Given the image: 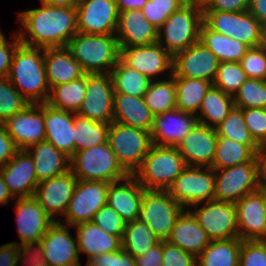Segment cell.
I'll return each mask as SVG.
<instances>
[{
  "label": "cell",
  "instance_id": "obj_1",
  "mask_svg": "<svg viewBox=\"0 0 266 266\" xmlns=\"http://www.w3.org/2000/svg\"><path fill=\"white\" fill-rule=\"evenodd\" d=\"M41 5L19 12L18 22L23 26L17 31L20 42L42 49L66 47L78 32L76 7Z\"/></svg>",
  "mask_w": 266,
  "mask_h": 266
},
{
  "label": "cell",
  "instance_id": "obj_2",
  "mask_svg": "<svg viewBox=\"0 0 266 266\" xmlns=\"http://www.w3.org/2000/svg\"><path fill=\"white\" fill-rule=\"evenodd\" d=\"M7 78L30 104L46 103L50 88L46 79L44 49L21 43L14 53Z\"/></svg>",
  "mask_w": 266,
  "mask_h": 266
},
{
  "label": "cell",
  "instance_id": "obj_3",
  "mask_svg": "<svg viewBox=\"0 0 266 266\" xmlns=\"http://www.w3.org/2000/svg\"><path fill=\"white\" fill-rule=\"evenodd\" d=\"M66 48L79 62L85 74L110 73L120 59V48L115 35L77 32Z\"/></svg>",
  "mask_w": 266,
  "mask_h": 266
},
{
  "label": "cell",
  "instance_id": "obj_4",
  "mask_svg": "<svg viewBox=\"0 0 266 266\" xmlns=\"http://www.w3.org/2000/svg\"><path fill=\"white\" fill-rule=\"evenodd\" d=\"M203 23L202 4L189 0L158 29V43L173 57L199 41Z\"/></svg>",
  "mask_w": 266,
  "mask_h": 266
},
{
  "label": "cell",
  "instance_id": "obj_5",
  "mask_svg": "<svg viewBox=\"0 0 266 266\" xmlns=\"http://www.w3.org/2000/svg\"><path fill=\"white\" fill-rule=\"evenodd\" d=\"M186 167L176 147L152 145L134 176L146 190H168Z\"/></svg>",
  "mask_w": 266,
  "mask_h": 266
},
{
  "label": "cell",
  "instance_id": "obj_6",
  "mask_svg": "<svg viewBox=\"0 0 266 266\" xmlns=\"http://www.w3.org/2000/svg\"><path fill=\"white\" fill-rule=\"evenodd\" d=\"M70 170L83 181L111 183L129 175L118 163L108 142L75 152L70 158Z\"/></svg>",
  "mask_w": 266,
  "mask_h": 266
},
{
  "label": "cell",
  "instance_id": "obj_7",
  "mask_svg": "<svg viewBox=\"0 0 266 266\" xmlns=\"http://www.w3.org/2000/svg\"><path fill=\"white\" fill-rule=\"evenodd\" d=\"M108 145L118 163L129 174L141 167L152 144L151 132L112 121L108 131Z\"/></svg>",
  "mask_w": 266,
  "mask_h": 266
},
{
  "label": "cell",
  "instance_id": "obj_8",
  "mask_svg": "<svg viewBox=\"0 0 266 266\" xmlns=\"http://www.w3.org/2000/svg\"><path fill=\"white\" fill-rule=\"evenodd\" d=\"M214 185L213 200L234 204L257 191L261 185L259 155L247 163L215 170Z\"/></svg>",
  "mask_w": 266,
  "mask_h": 266
},
{
  "label": "cell",
  "instance_id": "obj_9",
  "mask_svg": "<svg viewBox=\"0 0 266 266\" xmlns=\"http://www.w3.org/2000/svg\"><path fill=\"white\" fill-rule=\"evenodd\" d=\"M183 210L167 190L145 189L137 220L144 222L161 241H166Z\"/></svg>",
  "mask_w": 266,
  "mask_h": 266
},
{
  "label": "cell",
  "instance_id": "obj_10",
  "mask_svg": "<svg viewBox=\"0 0 266 266\" xmlns=\"http://www.w3.org/2000/svg\"><path fill=\"white\" fill-rule=\"evenodd\" d=\"M215 170L187 166L168 188V193L184 208L213 200Z\"/></svg>",
  "mask_w": 266,
  "mask_h": 266
},
{
  "label": "cell",
  "instance_id": "obj_11",
  "mask_svg": "<svg viewBox=\"0 0 266 266\" xmlns=\"http://www.w3.org/2000/svg\"><path fill=\"white\" fill-rule=\"evenodd\" d=\"M199 205L191 206L196 208L193 211L188 210L212 241L239 237L234 203L210 200Z\"/></svg>",
  "mask_w": 266,
  "mask_h": 266
},
{
  "label": "cell",
  "instance_id": "obj_12",
  "mask_svg": "<svg viewBox=\"0 0 266 266\" xmlns=\"http://www.w3.org/2000/svg\"><path fill=\"white\" fill-rule=\"evenodd\" d=\"M109 183L104 181L77 180L73 196L64 213L66 225L93 220L95 213L106 205Z\"/></svg>",
  "mask_w": 266,
  "mask_h": 266
},
{
  "label": "cell",
  "instance_id": "obj_13",
  "mask_svg": "<svg viewBox=\"0 0 266 266\" xmlns=\"http://www.w3.org/2000/svg\"><path fill=\"white\" fill-rule=\"evenodd\" d=\"M114 89L110 73L87 74L86 95L77 114L91 120L113 121Z\"/></svg>",
  "mask_w": 266,
  "mask_h": 266
},
{
  "label": "cell",
  "instance_id": "obj_14",
  "mask_svg": "<svg viewBox=\"0 0 266 266\" xmlns=\"http://www.w3.org/2000/svg\"><path fill=\"white\" fill-rule=\"evenodd\" d=\"M76 10L78 32L116 34L119 11L115 0H80Z\"/></svg>",
  "mask_w": 266,
  "mask_h": 266
},
{
  "label": "cell",
  "instance_id": "obj_15",
  "mask_svg": "<svg viewBox=\"0 0 266 266\" xmlns=\"http://www.w3.org/2000/svg\"><path fill=\"white\" fill-rule=\"evenodd\" d=\"M60 219L54 221L40 239L47 266H81L77 239L69 233L70 225Z\"/></svg>",
  "mask_w": 266,
  "mask_h": 266
},
{
  "label": "cell",
  "instance_id": "obj_16",
  "mask_svg": "<svg viewBox=\"0 0 266 266\" xmlns=\"http://www.w3.org/2000/svg\"><path fill=\"white\" fill-rule=\"evenodd\" d=\"M120 59L151 81L158 80L157 76L166 71L170 76L173 75V56L158 42L146 46L120 48Z\"/></svg>",
  "mask_w": 266,
  "mask_h": 266
},
{
  "label": "cell",
  "instance_id": "obj_17",
  "mask_svg": "<svg viewBox=\"0 0 266 266\" xmlns=\"http://www.w3.org/2000/svg\"><path fill=\"white\" fill-rule=\"evenodd\" d=\"M8 135L19 150L45 141L43 103L28 104L22 111L3 122Z\"/></svg>",
  "mask_w": 266,
  "mask_h": 266
},
{
  "label": "cell",
  "instance_id": "obj_18",
  "mask_svg": "<svg viewBox=\"0 0 266 266\" xmlns=\"http://www.w3.org/2000/svg\"><path fill=\"white\" fill-rule=\"evenodd\" d=\"M219 64L215 54L197 41L173 57V76L213 82Z\"/></svg>",
  "mask_w": 266,
  "mask_h": 266
},
{
  "label": "cell",
  "instance_id": "obj_19",
  "mask_svg": "<svg viewBox=\"0 0 266 266\" xmlns=\"http://www.w3.org/2000/svg\"><path fill=\"white\" fill-rule=\"evenodd\" d=\"M216 144L215 128L196 123L176 148L187 166L212 167Z\"/></svg>",
  "mask_w": 266,
  "mask_h": 266
},
{
  "label": "cell",
  "instance_id": "obj_20",
  "mask_svg": "<svg viewBox=\"0 0 266 266\" xmlns=\"http://www.w3.org/2000/svg\"><path fill=\"white\" fill-rule=\"evenodd\" d=\"M77 177L69 170L67 173L49 178L37 184L34 198L46 213L54 220L55 216L63 215L70 202Z\"/></svg>",
  "mask_w": 266,
  "mask_h": 266
},
{
  "label": "cell",
  "instance_id": "obj_21",
  "mask_svg": "<svg viewBox=\"0 0 266 266\" xmlns=\"http://www.w3.org/2000/svg\"><path fill=\"white\" fill-rule=\"evenodd\" d=\"M16 226L22 245L28 242L39 241L48 231L54 220L40 206L38 201L32 197L15 198Z\"/></svg>",
  "mask_w": 266,
  "mask_h": 266
},
{
  "label": "cell",
  "instance_id": "obj_22",
  "mask_svg": "<svg viewBox=\"0 0 266 266\" xmlns=\"http://www.w3.org/2000/svg\"><path fill=\"white\" fill-rule=\"evenodd\" d=\"M0 173L14 198L34 196L38 180L33 158L27 150H18L14 157L0 168Z\"/></svg>",
  "mask_w": 266,
  "mask_h": 266
},
{
  "label": "cell",
  "instance_id": "obj_23",
  "mask_svg": "<svg viewBox=\"0 0 266 266\" xmlns=\"http://www.w3.org/2000/svg\"><path fill=\"white\" fill-rule=\"evenodd\" d=\"M115 36L119 48L146 46L157 43L158 29L146 19L140 9L121 11Z\"/></svg>",
  "mask_w": 266,
  "mask_h": 266
},
{
  "label": "cell",
  "instance_id": "obj_24",
  "mask_svg": "<svg viewBox=\"0 0 266 266\" xmlns=\"http://www.w3.org/2000/svg\"><path fill=\"white\" fill-rule=\"evenodd\" d=\"M197 123L196 115L174 109L154 116L152 144L176 147Z\"/></svg>",
  "mask_w": 266,
  "mask_h": 266
},
{
  "label": "cell",
  "instance_id": "obj_25",
  "mask_svg": "<svg viewBox=\"0 0 266 266\" xmlns=\"http://www.w3.org/2000/svg\"><path fill=\"white\" fill-rule=\"evenodd\" d=\"M239 238L266 240V219L263 211L261 185L235 203Z\"/></svg>",
  "mask_w": 266,
  "mask_h": 266
},
{
  "label": "cell",
  "instance_id": "obj_26",
  "mask_svg": "<svg viewBox=\"0 0 266 266\" xmlns=\"http://www.w3.org/2000/svg\"><path fill=\"white\" fill-rule=\"evenodd\" d=\"M43 111L45 141L71 158L75 154V113L52 108L47 103H43Z\"/></svg>",
  "mask_w": 266,
  "mask_h": 266
},
{
  "label": "cell",
  "instance_id": "obj_27",
  "mask_svg": "<svg viewBox=\"0 0 266 266\" xmlns=\"http://www.w3.org/2000/svg\"><path fill=\"white\" fill-rule=\"evenodd\" d=\"M144 188L134 175L109 183L107 205L113 208L126 222L137 220Z\"/></svg>",
  "mask_w": 266,
  "mask_h": 266
},
{
  "label": "cell",
  "instance_id": "obj_28",
  "mask_svg": "<svg viewBox=\"0 0 266 266\" xmlns=\"http://www.w3.org/2000/svg\"><path fill=\"white\" fill-rule=\"evenodd\" d=\"M166 241L198 257L212 240L192 213L184 209L176 219L171 235Z\"/></svg>",
  "mask_w": 266,
  "mask_h": 266
},
{
  "label": "cell",
  "instance_id": "obj_29",
  "mask_svg": "<svg viewBox=\"0 0 266 266\" xmlns=\"http://www.w3.org/2000/svg\"><path fill=\"white\" fill-rule=\"evenodd\" d=\"M113 121L151 132L154 124V115L145 104L143 97L114 93Z\"/></svg>",
  "mask_w": 266,
  "mask_h": 266
},
{
  "label": "cell",
  "instance_id": "obj_30",
  "mask_svg": "<svg viewBox=\"0 0 266 266\" xmlns=\"http://www.w3.org/2000/svg\"><path fill=\"white\" fill-rule=\"evenodd\" d=\"M79 254H86L94 259L103 253H111L122 248L121 237L106 233L94 222H83L74 225Z\"/></svg>",
  "mask_w": 266,
  "mask_h": 266
},
{
  "label": "cell",
  "instance_id": "obj_31",
  "mask_svg": "<svg viewBox=\"0 0 266 266\" xmlns=\"http://www.w3.org/2000/svg\"><path fill=\"white\" fill-rule=\"evenodd\" d=\"M44 64L50 89L85 74L79 62L66 47L44 49Z\"/></svg>",
  "mask_w": 266,
  "mask_h": 266
},
{
  "label": "cell",
  "instance_id": "obj_32",
  "mask_svg": "<svg viewBox=\"0 0 266 266\" xmlns=\"http://www.w3.org/2000/svg\"><path fill=\"white\" fill-rule=\"evenodd\" d=\"M27 151L33 158L38 183L70 170V157L47 141L39 142Z\"/></svg>",
  "mask_w": 266,
  "mask_h": 266
},
{
  "label": "cell",
  "instance_id": "obj_33",
  "mask_svg": "<svg viewBox=\"0 0 266 266\" xmlns=\"http://www.w3.org/2000/svg\"><path fill=\"white\" fill-rule=\"evenodd\" d=\"M261 146H247L230 140L225 136H217L215 156L212 169H224L247 163L253 160L259 153Z\"/></svg>",
  "mask_w": 266,
  "mask_h": 266
},
{
  "label": "cell",
  "instance_id": "obj_34",
  "mask_svg": "<svg viewBox=\"0 0 266 266\" xmlns=\"http://www.w3.org/2000/svg\"><path fill=\"white\" fill-rule=\"evenodd\" d=\"M199 41L215 54L220 63L240 62L250 48L238 40L210 30L204 23L200 28Z\"/></svg>",
  "mask_w": 266,
  "mask_h": 266
},
{
  "label": "cell",
  "instance_id": "obj_35",
  "mask_svg": "<svg viewBox=\"0 0 266 266\" xmlns=\"http://www.w3.org/2000/svg\"><path fill=\"white\" fill-rule=\"evenodd\" d=\"M234 107L233 96L211 86L207 91L196 114L197 123L208 127H217Z\"/></svg>",
  "mask_w": 266,
  "mask_h": 266
},
{
  "label": "cell",
  "instance_id": "obj_36",
  "mask_svg": "<svg viewBox=\"0 0 266 266\" xmlns=\"http://www.w3.org/2000/svg\"><path fill=\"white\" fill-rule=\"evenodd\" d=\"M242 240H214L197 257V266H239Z\"/></svg>",
  "mask_w": 266,
  "mask_h": 266
},
{
  "label": "cell",
  "instance_id": "obj_37",
  "mask_svg": "<svg viewBox=\"0 0 266 266\" xmlns=\"http://www.w3.org/2000/svg\"><path fill=\"white\" fill-rule=\"evenodd\" d=\"M87 74L50 89L47 104L55 109L77 113L86 95Z\"/></svg>",
  "mask_w": 266,
  "mask_h": 266
},
{
  "label": "cell",
  "instance_id": "obj_38",
  "mask_svg": "<svg viewBox=\"0 0 266 266\" xmlns=\"http://www.w3.org/2000/svg\"><path fill=\"white\" fill-rule=\"evenodd\" d=\"M176 87V109L197 114L212 82L204 79L174 77Z\"/></svg>",
  "mask_w": 266,
  "mask_h": 266
},
{
  "label": "cell",
  "instance_id": "obj_39",
  "mask_svg": "<svg viewBox=\"0 0 266 266\" xmlns=\"http://www.w3.org/2000/svg\"><path fill=\"white\" fill-rule=\"evenodd\" d=\"M114 93L143 97L151 82L145 75L128 67L121 59L110 72Z\"/></svg>",
  "mask_w": 266,
  "mask_h": 266
},
{
  "label": "cell",
  "instance_id": "obj_40",
  "mask_svg": "<svg viewBox=\"0 0 266 266\" xmlns=\"http://www.w3.org/2000/svg\"><path fill=\"white\" fill-rule=\"evenodd\" d=\"M110 123L74 114L75 152L107 143Z\"/></svg>",
  "mask_w": 266,
  "mask_h": 266
},
{
  "label": "cell",
  "instance_id": "obj_41",
  "mask_svg": "<svg viewBox=\"0 0 266 266\" xmlns=\"http://www.w3.org/2000/svg\"><path fill=\"white\" fill-rule=\"evenodd\" d=\"M160 241L144 222L138 220L126 223L121 238L122 249L134 258L144 255L148 249Z\"/></svg>",
  "mask_w": 266,
  "mask_h": 266
},
{
  "label": "cell",
  "instance_id": "obj_42",
  "mask_svg": "<svg viewBox=\"0 0 266 266\" xmlns=\"http://www.w3.org/2000/svg\"><path fill=\"white\" fill-rule=\"evenodd\" d=\"M143 98L154 116L176 109L174 76L160 81H151Z\"/></svg>",
  "mask_w": 266,
  "mask_h": 266
},
{
  "label": "cell",
  "instance_id": "obj_43",
  "mask_svg": "<svg viewBox=\"0 0 266 266\" xmlns=\"http://www.w3.org/2000/svg\"><path fill=\"white\" fill-rule=\"evenodd\" d=\"M215 130L217 136H225L247 146H260L245 125L242 109L235 106Z\"/></svg>",
  "mask_w": 266,
  "mask_h": 266
},
{
  "label": "cell",
  "instance_id": "obj_44",
  "mask_svg": "<svg viewBox=\"0 0 266 266\" xmlns=\"http://www.w3.org/2000/svg\"><path fill=\"white\" fill-rule=\"evenodd\" d=\"M234 106L240 109L266 108V82L248 78L233 96Z\"/></svg>",
  "mask_w": 266,
  "mask_h": 266
},
{
  "label": "cell",
  "instance_id": "obj_45",
  "mask_svg": "<svg viewBox=\"0 0 266 266\" xmlns=\"http://www.w3.org/2000/svg\"><path fill=\"white\" fill-rule=\"evenodd\" d=\"M248 79L239 62H221L216 71L212 86L234 96L240 86Z\"/></svg>",
  "mask_w": 266,
  "mask_h": 266
},
{
  "label": "cell",
  "instance_id": "obj_46",
  "mask_svg": "<svg viewBox=\"0 0 266 266\" xmlns=\"http://www.w3.org/2000/svg\"><path fill=\"white\" fill-rule=\"evenodd\" d=\"M28 104L7 77L0 78V123L22 111Z\"/></svg>",
  "mask_w": 266,
  "mask_h": 266
},
{
  "label": "cell",
  "instance_id": "obj_47",
  "mask_svg": "<svg viewBox=\"0 0 266 266\" xmlns=\"http://www.w3.org/2000/svg\"><path fill=\"white\" fill-rule=\"evenodd\" d=\"M262 24L247 10L235 12V33L231 38L249 47L259 46Z\"/></svg>",
  "mask_w": 266,
  "mask_h": 266
},
{
  "label": "cell",
  "instance_id": "obj_48",
  "mask_svg": "<svg viewBox=\"0 0 266 266\" xmlns=\"http://www.w3.org/2000/svg\"><path fill=\"white\" fill-rule=\"evenodd\" d=\"M189 0H147L141 11L146 19L159 29L168 17Z\"/></svg>",
  "mask_w": 266,
  "mask_h": 266
},
{
  "label": "cell",
  "instance_id": "obj_49",
  "mask_svg": "<svg viewBox=\"0 0 266 266\" xmlns=\"http://www.w3.org/2000/svg\"><path fill=\"white\" fill-rule=\"evenodd\" d=\"M239 63L248 78L266 80V50L260 46L250 47Z\"/></svg>",
  "mask_w": 266,
  "mask_h": 266
},
{
  "label": "cell",
  "instance_id": "obj_50",
  "mask_svg": "<svg viewBox=\"0 0 266 266\" xmlns=\"http://www.w3.org/2000/svg\"><path fill=\"white\" fill-rule=\"evenodd\" d=\"M92 222L106 233L122 238L126 221L107 204L100 208L94 215Z\"/></svg>",
  "mask_w": 266,
  "mask_h": 266
},
{
  "label": "cell",
  "instance_id": "obj_51",
  "mask_svg": "<svg viewBox=\"0 0 266 266\" xmlns=\"http://www.w3.org/2000/svg\"><path fill=\"white\" fill-rule=\"evenodd\" d=\"M239 266H266V240H242Z\"/></svg>",
  "mask_w": 266,
  "mask_h": 266
},
{
  "label": "cell",
  "instance_id": "obj_52",
  "mask_svg": "<svg viewBox=\"0 0 266 266\" xmlns=\"http://www.w3.org/2000/svg\"><path fill=\"white\" fill-rule=\"evenodd\" d=\"M203 23L210 30L231 38L235 33V12L203 11Z\"/></svg>",
  "mask_w": 266,
  "mask_h": 266
},
{
  "label": "cell",
  "instance_id": "obj_53",
  "mask_svg": "<svg viewBox=\"0 0 266 266\" xmlns=\"http://www.w3.org/2000/svg\"><path fill=\"white\" fill-rule=\"evenodd\" d=\"M245 125L253 139L260 145L266 144V108L242 109Z\"/></svg>",
  "mask_w": 266,
  "mask_h": 266
},
{
  "label": "cell",
  "instance_id": "obj_54",
  "mask_svg": "<svg viewBox=\"0 0 266 266\" xmlns=\"http://www.w3.org/2000/svg\"><path fill=\"white\" fill-rule=\"evenodd\" d=\"M162 266H197V257L168 241H163Z\"/></svg>",
  "mask_w": 266,
  "mask_h": 266
},
{
  "label": "cell",
  "instance_id": "obj_55",
  "mask_svg": "<svg viewBox=\"0 0 266 266\" xmlns=\"http://www.w3.org/2000/svg\"><path fill=\"white\" fill-rule=\"evenodd\" d=\"M12 38L13 42H8L0 29V78L8 77L14 53L21 44L17 32L13 33Z\"/></svg>",
  "mask_w": 266,
  "mask_h": 266
},
{
  "label": "cell",
  "instance_id": "obj_56",
  "mask_svg": "<svg viewBox=\"0 0 266 266\" xmlns=\"http://www.w3.org/2000/svg\"><path fill=\"white\" fill-rule=\"evenodd\" d=\"M251 0H205L203 11L242 12L249 9Z\"/></svg>",
  "mask_w": 266,
  "mask_h": 266
},
{
  "label": "cell",
  "instance_id": "obj_57",
  "mask_svg": "<svg viewBox=\"0 0 266 266\" xmlns=\"http://www.w3.org/2000/svg\"><path fill=\"white\" fill-rule=\"evenodd\" d=\"M19 262L27 266H37L45 263L40 240L19 245Z\"/></svg>",
  "mask_w": 266,
  "mask_h": 266
},
{
  "label": "cell",
  "instance_id": "obj_58",
  "mask_svg": "<svg viewBox=\"0 0 266 266\" xmlns=\"http://www.w3.org/2000/svg\"><path fill=\"white\" fill-rule=\"evenodd\" d=\"M94 260L101 266H136L135 258L122 248L111 253L98 255Z\"/></svg>",
  "mask_w": 266,
  "mask_h": 266
},
{
  "label": "cell",
  "instance_id": "obj_59",
  "mask_svg": "<svg viewBox=\"0 0 266 266\" xmlns=\"http://www.w3.org/2000/svg\"><path fill=\"white\" fill-rule=\"evenodd\" d=\"M18 150L4 123H0V168L13 158Z\"/></svg>",
  "mask_w": 266,
  "mask_h": 266
},
{
  "label": "cell",
  "instance_id": "obj_60",
  "mask_svg": "<svg viewBox=\"0 0 266 266\" xmlns=\"http://www.w3.org/2000/svg\"><path fill=\"white\" fill-rule=\"evenodd\" d=\"M163 241L148 249L144 255L135 258L136 266H162Z\"/></svg>",
  "mask_w": 266,
  "mask_h": 266
},
{
  "label": "cell",
  "instance_id": "obj_61",
  "mask_svg": "<svg viewBox=\"0 0 266 266\" xmlns=\"http://www.w3.org/2000/svg\"><path fill=\"white\" fill-rule=\"evenodd\" d=\"M19 245L13 242L0 246V266H19Z\"/></svg>",
  "mask_w": 266,
  "mask_h": 266
},
{
  "label": "cell",
  "instance_id": "obj_62",
  "mask_svg": "<svg viewBox=\"0 0 266 266\" xmlns=\"http://www.w3.org/2000/svg\"><path fill=\"white\" fill-rule=\"evenodd\" d=\"M248 11L261 24H266V0H251Z\"/></svg>",
  "mask_w": 266,
  "mask_h": 266
},
{
  "label": "cell",
  "instance_id": "obj_63",
  "mask_svg": "<svg viewBox=\"0 0 266 266\" xmlns=\"http://www.w3.org/2000/svg\"><path fill=\"white\" fill-rule=\"evenodd\" d=\"M117 4V9L121 11H129L135 9H142L146 4L147 0H115Z\"/></svg>",
  "mask_w": 266,
  "mask_h": 266
},
{
  "label": "cell",
  "instance_id": "obj_64",
  "mask_svg": "<svg viewBox=\"0 0 266 266\" xmlns=\"http://www.w3.org/2000/svg\"><path fill=\"white\" fill-rule=\"evenodd\" d=\"M258 155L260 159L261 184L266 185V144L260 147Z\"/></svg>",
  "mask_w": 266,
  "mask_h": 266
},
{
  "label": "cell",
  "instance_id": "obj_65",
  "mask_svg": "<svg viewBox=\"0 0 266 266\" xmlns=\"http://www.w3.org/2000/svg\"><path fill=\"white\" fill-rule=\"evenodd\" d=\"M10 199L14 200L15 198L9 192L8 187L0 173V205H7L10 202Z\"/></svg>",
  "mask_w": 266,
  "mask_h": 266
},
{
  "label": "cell",
  "instance_id": "obj_66",
  "mask_svg": "<svg viewBox=\"0 0 266 266\" xmlns=\"http://www.w3.org/2000/svg\"><path fill=\"white\" fill-rule=\"evenodd\" d=\"M80 0H40L41 3L50 6L76 7Z\"/></svg>",
  "mask_w": 266,
  "mask_h": 266
},
{
  "label": "cell",
  "instance_id": "obj_67",
  "mask_svg": "<svg viewBox=\"0 0 266 266\" xmlns=\"http://www.w3.org/2000/svg\"><path fill=\"white\" fill-rule=\"evenodd\" d=\"M259 46L266 50V24L261 26L260 43Z\"/></svg>",
  "mask_w": 266,
  "mask_h": 266
},
{
  "label": "cell",
  "instance_id": "obj_68",
  "mask_svg": "<svg viewBox=\"0 0 266 266\" xmlns=\"http://www.w3.org/2000/svg\"><path fill=\"white\" fill-rule=\"evenodd\" d=\"M261 196L263 201V211L266 219V185L261 184Z\"/></svg>",
  "mask_w": 266,
  "mask_h": 266
},
{
  "label": "cell",
  "instance_id": "obj_69",
  "mask_svg": "<svg viewBox=\"0 0 266 266\" xmlns=\"http://www.w3.org/2000/svg\"><path fill=\"white\" fill-rule=\"evenodd\" d=\"M86 266H101V265L94 259H87Z\"/></svg>",
  "mask_w": 266,
  "mask_h": 266
},
{
  "label": "cell",
  "instance_id": "obj_70",
  "mask_svg": "<svg viewBox=\"0 0 266 266\" xmlns=\"http://www.w3.org/2000/svg\"><path fill=\"white\" fill-rule=\"evenodd\" d=\"M37 266H47L45 263L39 264Z\"/></svg>",
  "mask_w": 266,
  "mask_h": 266
},
{
  "label": "cell",
  "instance_id": "obj_71",
  "mask_svg": "<svg viewBox=\"0 0 266 266\" xmlns=\"http://www.w3.org/2000/svg\"><path fill=\"white\" fill-rule=\"evenodd\" d=\"M197 1H199L202 4L205 0H197Z\"/></svg>",
  "mask_w": 266,
  "mask_h": 266
}]
</instances>
